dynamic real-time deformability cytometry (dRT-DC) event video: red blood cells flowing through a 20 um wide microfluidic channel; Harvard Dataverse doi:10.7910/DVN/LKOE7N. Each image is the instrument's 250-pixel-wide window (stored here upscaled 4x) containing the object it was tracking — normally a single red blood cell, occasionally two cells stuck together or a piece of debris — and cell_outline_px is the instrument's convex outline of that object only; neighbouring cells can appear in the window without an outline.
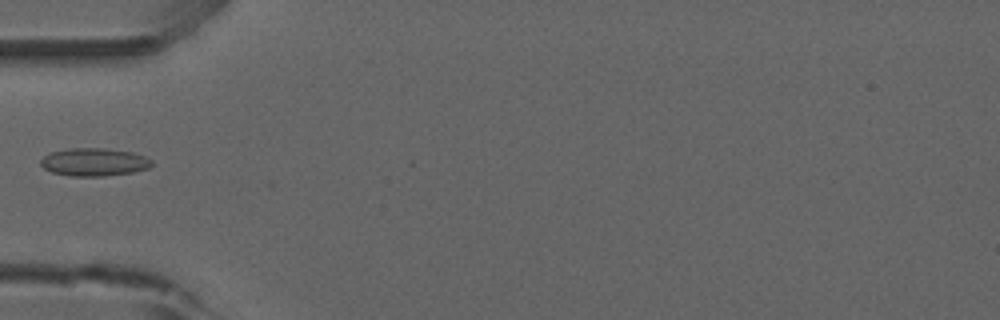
{"species": "common noctule bat (a hibernating species)", "species_latin": "Nyctalus noctula", "temperature_condition": "room temperature", "stored_images_in_passage": 5, "camera_frame_rate_fps": 3000, "um_per_image_px": 0.085, "animal": {"sex": "male", "forearm_length_mm": 52.5}, "frame": {"image": 1, "passage_image": 5, "time_ms": 4.667, "image_size_px": [1000, 320], "cell_outline_px": [[152, 164], [148, 168], [132, 172], [104, 176], [72, 176], [52, 172], [44, 168], [40, 164], [40, 160], [44, 156], [52, 152], [68, 148], [104, 148], [132, 152], [144, 156], [152, 160]], "centroid_in_image_um": [7.99, 13.77], "position_along_channel_um": 77.0, "area_um2": 17.98}}